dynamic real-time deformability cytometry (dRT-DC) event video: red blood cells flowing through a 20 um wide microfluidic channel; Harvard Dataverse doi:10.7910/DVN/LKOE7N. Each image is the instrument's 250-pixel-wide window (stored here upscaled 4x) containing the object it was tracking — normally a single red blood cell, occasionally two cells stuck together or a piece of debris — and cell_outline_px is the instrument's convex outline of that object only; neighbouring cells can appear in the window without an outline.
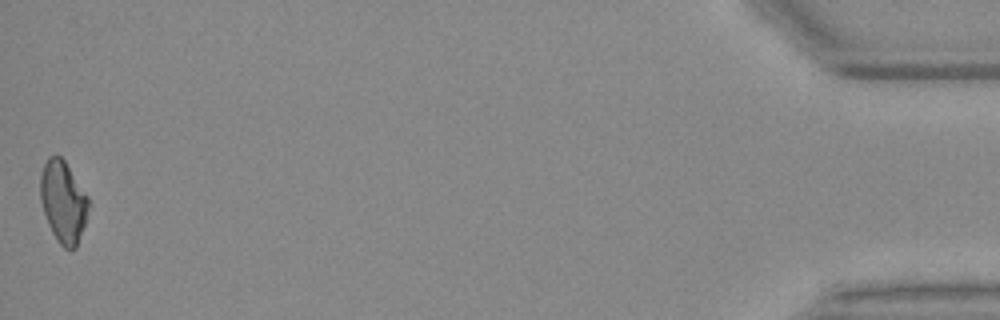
{"species": "Egyptian fruit bat (a non-hibernating species)", "species_latin": "Rousettus aegyptiacus", "temperature_condition": "warm", "stored_images_in_passage": 47, "camera_frame_rate_fps": 3000, "um_per_image_px": 0.085, "animal": {"sex": "female"}, "frame": {"image": 1, "passage_image": 47, "time_ms": 15.333, "image_size_px": [1000, 320], "cell_outline_px": [[88, 204], [84, 224], [76, 248], [64, 248], [60, 244], [52, 232], [48, 224], [40, 200], [40, 176], [44, 164], [48, 156], [60, 156], [64, 160], [88, 196]], "centroid_in_image_um": [5.35, 17.13], "position_along_channel_um": 429.9, "area_um2": 22.54}}